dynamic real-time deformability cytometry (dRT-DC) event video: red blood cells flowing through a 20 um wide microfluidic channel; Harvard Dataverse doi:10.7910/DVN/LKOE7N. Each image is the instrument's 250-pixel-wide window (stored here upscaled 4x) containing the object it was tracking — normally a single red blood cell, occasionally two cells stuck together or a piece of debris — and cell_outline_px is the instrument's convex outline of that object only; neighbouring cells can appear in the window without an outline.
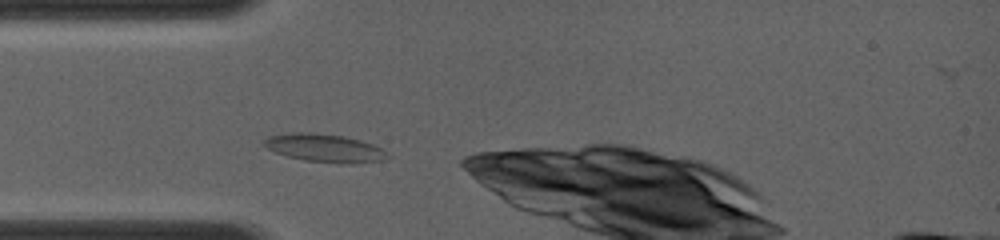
{"species": "common noctule bat (a hibernating species)", "species_latin": "Nyctalus noctula", "temperature_condition": "room temperature", "stored_images_in_passage": 17, "camera_frame_rate_fps": 4000, "um_per_image_px": 0.085, "animal": {"sex": "female", "body_mass_g": 19.0, "forearm_length_mm": 56.7}, "frame": {"image": 1, "passage_image": 3, "time_ms": 0.5, "image_size_px": [1000, 240], "cell_outline_px": [[392, 156], [384, 160], [352, 164], [344, 164], [304, 160], [288, 156], [276, 152], [260, 144], [268, 136], [292, 132], [316, 132], [344, 136], [360, 140], [372, 144], [388, 152]], "centroid_in_image_um": [27.62, 12.58], "position_along_channel_um": 57.4, "area_um2": 20.46}}
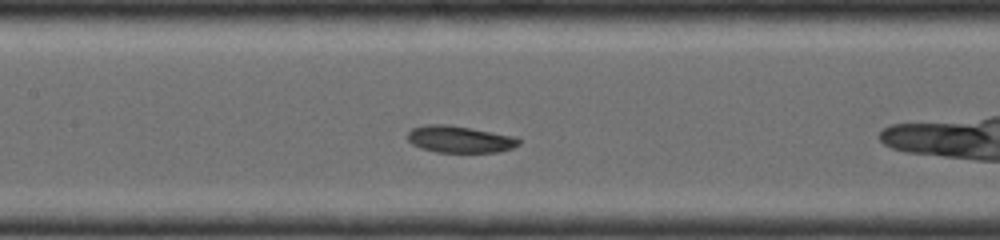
{"frame": {"image": 2, "passage_image": 10, "time_ms": 3.0, "image_size_px": [1000, 240], "cell_outline_px": [[520, 144], [512, 148], [500, 152], [436, 152], [420, 148], [412, 144], [408, 140], [408, 132], [412, 128], [424, 124], [448, 124], [516, 136], [520, 140]], "centroid_in_image_um": [39.08, 11.83], "position_along_channel_um": 168.3, "area_um2": 17.57}}
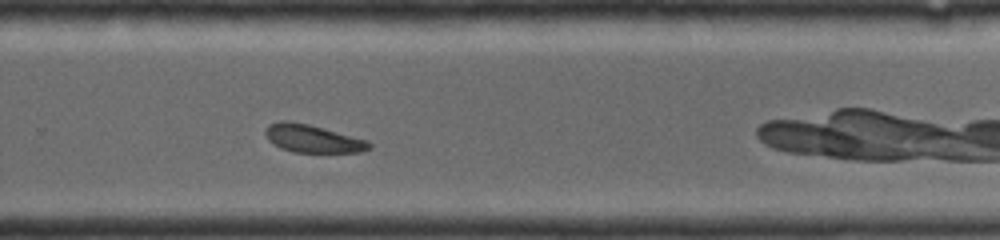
{"frame": {"image": 3, "passage_image": 17, "time_ms": 6.0, "image_size_px": [1000, 240], "cell_outline_px": [[372, 148], [360, 152], [292, 152], [280, 148], [272, 144], [268, 140], [264, 132], [264, 128], [268, 124], [280, 120], [284, 120], [308, 124], [368, 140], [372, 144]], "centroid_in_image_um": [26.54, 11.78], "position_along_channel_um": 303.3, "area_um2": 16.99}}